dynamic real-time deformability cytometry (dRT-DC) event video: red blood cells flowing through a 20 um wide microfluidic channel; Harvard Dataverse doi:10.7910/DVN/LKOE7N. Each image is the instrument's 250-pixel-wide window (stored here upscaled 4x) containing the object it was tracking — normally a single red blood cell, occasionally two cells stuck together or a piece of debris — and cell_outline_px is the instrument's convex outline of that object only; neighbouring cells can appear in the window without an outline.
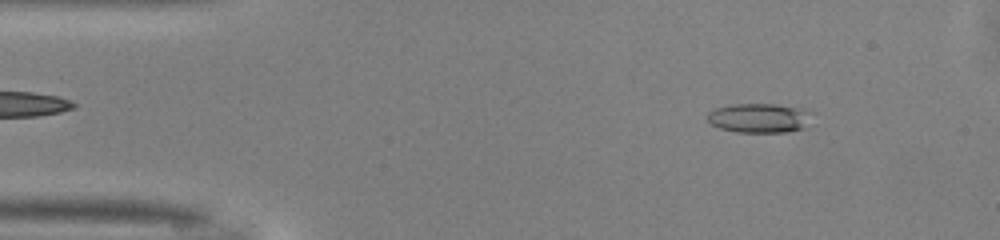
{"species": "common noctule bat (a hibernating species)", "species_latin": "Nyctalus noctula", "temperature_condition": "warm", "stored_images_in_passage": 15, "camera_frame_rate_fps": 3000, "um_per_image_px": 0.085, "animal": {"sex": "male", "body_mass_g": 13.0, "forearm_length_mm": 53.1}, "frame": {"image": 1, "passage_image": 5, "time_ms": 1.333, "image_size_px": [1000, 240], "cell_outline_px": [[816, 124], [804, 128], [788, 132], [736, 132], [720, 128], [712, 124], [708, 120], [708, 112], [716, 108], [732, 104], [776, 104], [800, 108], [816, 112]], "centroid_in_image_um": [64.72, 10.03], "position_along_channel_um": 20.3, "area_um2": 18.61}}
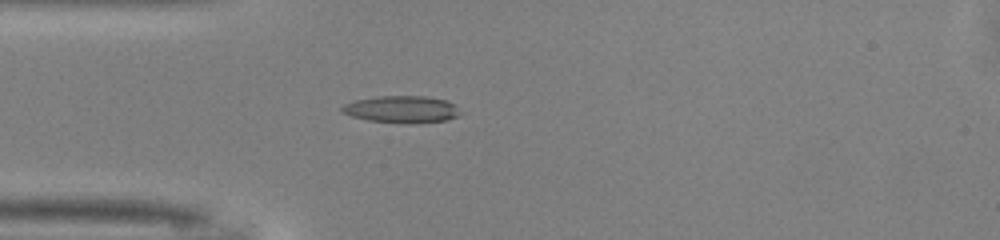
{"frame": {"image": 2, "passage_image": 12, "time_ms": 3.667, "image_size_px": [1000, 240], "cell_outline_px": [[460, 116], [448, 120], [416, 124], [404, 124], [368, 120], [352, 116], [340, 112], [340, 108], [344, 104], [352, 100], [380, 96], [424, 96], [448, 100], [456, 104], [460, 112]], "centroid_in_image_um": [34.17, 9.3], "position_along_channel_um": 50.8, "area_um2": 19.13}}
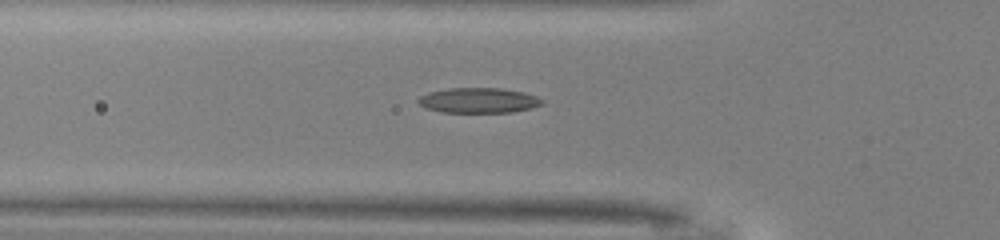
{"frame": {"image": 3, "passage_image": 15, "time_ms": 4.667, "image_size_px": [1000, 240], "cell_outline_px": [[544, 104], [532, 108], [512, 112], [440, 112], [424, 108], [416, 100], [420, 96], [428, 92], [448, 88], [500, 88], [524, 92], [536, 96], [544, 100]], "centroid_in_image_um": [40.68, 8.53], "position_along_channel_um": 85.1, "area_um2": 18.32}}